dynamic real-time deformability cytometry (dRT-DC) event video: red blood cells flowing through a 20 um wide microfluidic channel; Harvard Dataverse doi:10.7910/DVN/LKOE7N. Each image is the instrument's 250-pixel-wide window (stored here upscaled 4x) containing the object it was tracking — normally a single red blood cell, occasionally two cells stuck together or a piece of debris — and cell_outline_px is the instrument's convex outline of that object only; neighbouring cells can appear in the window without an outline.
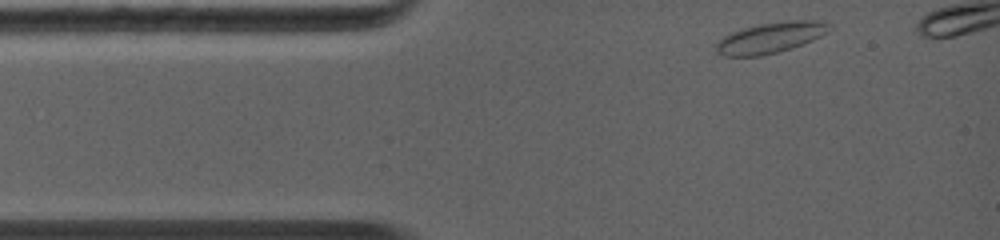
{"species": "common noctule bat (a hibernating species)", "species_latin": "Nyctalus noctula", "temperature_condition": "warm", "stored_images_in_passage": 27, "camera_frame_rate_fps": 5000, "um_per_image_px": 0.085, "animal": {"sex": "female", "body_mass_g": 19.0, "forearm_length_mm": 56.7}, "frame": {"image": 1, "passage_image": 1, "time_ms": 0.0, "image_size_px": [1000, 240], "cell_outline_px": [[832, 28], [828, 32], [812, 40], [792, 48], [760, 56], [724, 56], [716, 52], [716, 44], [724, 36], [732, 32], [744, 28], [760, 24], [788, 20], [820, 20], [832, 24]], "centroid_in_image_um": [65.54, 3.19], "position_along_channel_um": 19.5, "area_um2": 20.23}}
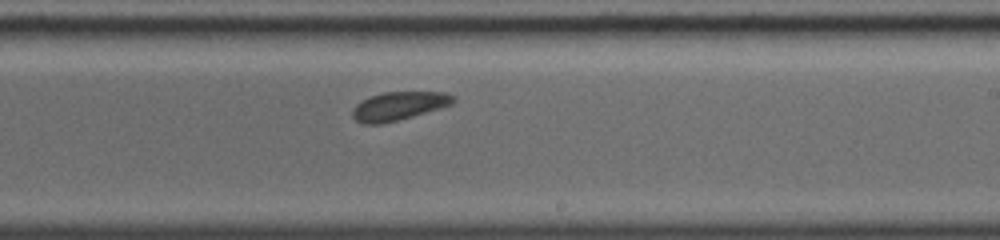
{"frame": {"image": 2, "passage_image": 17, "time_ms": 6.2, "image_size_px": [1000, 240], "cell_outline_px": [[456, 100], [452, 104], [440, 108], [412, 116], [380, 124], [364, 124], [356, 120], [352, 116], [352, 108], [356, 104], [372, 96], [384, 92], [444, 92], [456, 96]], "centroid_in_image_um": [33.91, 9.0], "position_along_channel_um": 255.1, "area_um2": 16.53}}
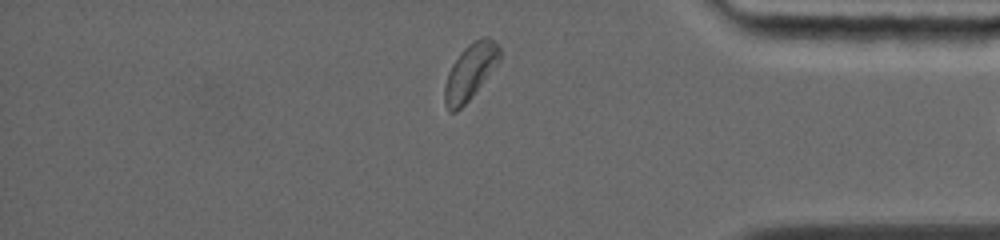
{"frame": {"image": 3, "passage_image": 26, "time_ms": 9.8, "image_size_px": [1000, 240], "cell_outline_px": [[500, 60], [468, 100], [456, 112], [448, 112], [444, 100], [444, 88], [448, 72], [452, 64], [460, 52], [468, 44], [484, 36], [488, 36], [500, 48]], "centroid_in_image_um": [39.94, 6.09], "position_along_channel_um": 395.3, "area_um2": 17.51}}